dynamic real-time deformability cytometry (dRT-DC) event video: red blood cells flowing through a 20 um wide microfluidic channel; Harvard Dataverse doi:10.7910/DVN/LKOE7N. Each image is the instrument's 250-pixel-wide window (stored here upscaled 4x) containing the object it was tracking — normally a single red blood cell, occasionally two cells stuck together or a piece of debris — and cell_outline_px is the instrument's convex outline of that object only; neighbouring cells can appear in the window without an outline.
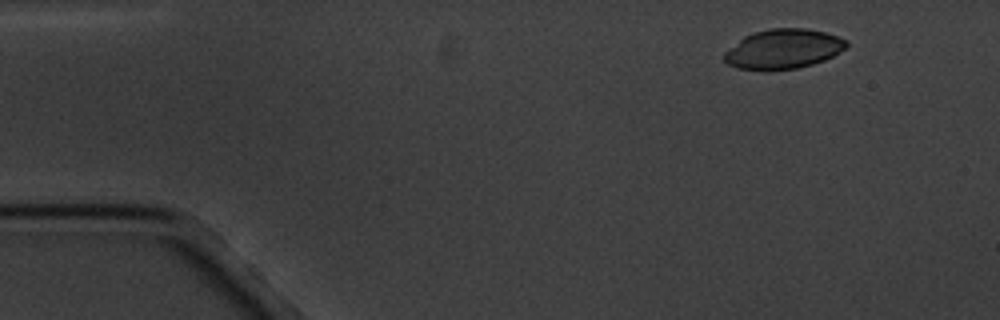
{"species": "common noctule bat (a hibernating species)", "species_latin": "Nyctalus noctula", "temperature_condition": "cold", "stored_images_in_passage": 5, "camera_frame_rate_fps": 3000, "um_per_image_px": 0.085, "animal": {"sex": "male", "body_mass_g": 20.1, "forearm_length_mm": 53.5}, "frame": {"image": 1, "passage_image": 1, "time_ms": 0.0, "image_size_px": [1000, 320], "cell_outline_px": [[848, 44], [844, 48], [832, 56], [824, 60], [812, 64], [796, 68], [768, 72], [764, 72], [736, 68], [728, 64], [724, 60], [724, 52], [744, 36], [752, 32], [768, 28], [808, 28], [824, 32], [848, 40]], "centroid_in_image_um": [66.53, 4.18], "position_along_channel_um": 18.5, "area_um2": 28.61}}